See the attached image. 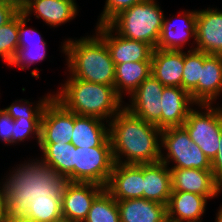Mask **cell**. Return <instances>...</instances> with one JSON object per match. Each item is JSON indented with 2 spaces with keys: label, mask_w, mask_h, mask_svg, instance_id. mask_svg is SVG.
Listing matches in <instances>:
<instances>
[{
  "label": "cell",
  "mask_w": 222,
  "mask_h": 222,
  "mask_svg": "<svg viewBox=\"0 0 222 222\" xmlns=\"http://www.w3.org/2000/svg\"><path fill=\"white\" fill-rule=\"evenodd\" d=\"M208 199L196 193L172 191L166 206L167 222L202 221Z\"/></svg>",
  "instance_id": "20"
},
{
  "label": "cell",
  "mask_w": 222,
  "mask_h": 222,
  "mask_svg": "<svg viewBox=\"0 0 222 222\" xmlns=\"http://www.w3.org/2000/svg\"><path fill=\"white\" fill-rule=\"evenodd\" d=\"M221 93L222 55L204 53L200 79L190 96L197 105H212L220 97Z\"/></svg>",
  "instance_id": "16"
},
{
  "label": "cell",
  "mask_w": 222,
  "mask_h": 222,
  "mask_svg": "<svg viewBox=\"0 0 222 222\" xmlns=\"http://www.w3.org/2000/svg\"><path fill=\"white\" fill-rule=\"evenodd\" d=\"M145 0H106L104 9L100 14L98 25L107 24L111 19H113L121 11L130 8L131 6L144 2Z\"/></svg>",
  "instance_id": "34"
},
{
  "label": "cell",
  "mask_w": 222,
  "mask_h": 222,
  "mask_svg": "<svg viewBox=\"0 0 222 222\" xmlns=\"http://www.w3.org/2000/svg\"><path fill=\"white\" fill-rule=\"evenodd\" d=\"M13 119L0 109V140L7 145H12Z\"/></svg>",
  "instance_id": "36"
},
{
  "label": "cell",
  "mask_w": 222,
  "mask_h": 222,
  "mask_svg": "<svg viewBox=\"0 0 222 222\" xmlns=\"http://www.w3.org/2000/svg\"><path fill=\"white\" fill-rule=\"evenodd\" d=\"M61 86L53 97L76 115L95 117L108 123L124 108V101L114 86L77 78H68Z\"/></svg>",
  "instance_id": "4"
},
{
  "label": "cell",
  "mask_w": 222,
  "mask_h": 222,
  "mask_svg": "<svg viewBox=\"0 0 222 222\" xmlns=\"http://www.w3.org/2000/svg\"><path fill=\"white\" fill-rule=\"evenodd\" d=\"M105 190L116 200L143 198V164L114 163Z\"/></svg>",
  "instance_id": "13"
},
{
  "label": "cell",
  "mask_w": 222,
  "mask_h": 222,
  "mask_svg": "<svg viewBox=\"0 0 222 222\" xmlns=\"http://www.w3.org/2000/svg\"><path fill=\"white\" fill-rule=\"evenodd\" d=\"M211 171L213 172L216 180L222 185V131L217 154L211 161Z\"/></svg>",
  "instance_id": "37"
},
{
  "label": "cell",
  "mask_w": 222,
  "mask_h": 222,
  "mask_svg": "<svg viewBox=\"0 0 222 222\" xmlns=\"http://www.w3.org/2000/svg\"><path fill=\"white\" fill-rule=\"evenodd\" d=\"M19 11L14 5L0 1V27L9 22Z\"/></svg>",
  "instance_id": "38"
},
{
  "label": "cell",
  "mask_w": 222,
  "mask_h": 222,
  "mask_svg": "<svg viewBox=\"0 0 222 222\" xmlns=\"http://www.w3.org/2000/svg\"><path fill=\"white\" fill-rule=\"evenodd\" d=\"M27 21H30L21 10L19 11V42L18 46H28V44L43 43L44 40L38 30L26 28Z\"/></svg>",
  "instance_id": "35"
},
{
  "label": "cell",
  "mask_w": 222,
  "mask_h": 222,
  "mask_svg": "<svg viewBox=\"0 0 222 222\" xmlns=\"http://www.w3.org/2000/svg\"><path fill=\"white\" fill-rule=\"evenodd\" d=\"M49 222H71L70 220H68L67 218H65L64 216H61L55 220H51Z\"/></svg>",
  "instance_id": "43"
},
{
  "label": "cell",
  "mask_w": 222,
  "mask_h": 222,
  "mask_svg": "<svg viewBox=\"0 0 222 222\" xmlns=\"http://www.w3.org/2000/svg\"><path fill=\"white\" fill-rule=\"evenodd\" d=\"M171 193L169 167L162 161L143 164V198L167 206Z\"/></svg>",
  "instance_id": "22"
},
{
  "label": "cell",
  "mask_w": 222,
  "mask_h": 222,
  "mask_svg": "<svg viewBox=\"0 0 222 222\" xmlns=\"http://www.w3.org/2000/svg\"><path fill=\"white\" fill-rule=\"evenodd\" d=\"M215 222H222V205L220 206L218 212L216 213Z\"/></svg>",
  "instance_id": "42"
},
{
  "label": "cell",
  "mask_w": 222,
  "mask_h": 222,
  "mask_svg": "<svg viewBox=\"0 0 222 222\" xmlns=\"http://www.w3.org/2000/svg\"><path fill=\"white\" fill-rule=\"evenodd\" d=\"M108 123L115 163L141 165L160 161L162 130L155 124L135 116L125 107Z\"/></svg>",
  "instance_id": "2"
},
{
  "label": "cell",
  "mask_w": 222,
  "mask_h": 222,
  "mask_svg": "<svg viewBox=\"0 0 222 222\" xmlns=\"http://www.w3.org/2000/svg\"><path fill=\"white\" fill-rule=\"evenodd\" d=\"M0 219L4 213V188H3V184H1L0 182Z\"/></svg>",
  "instance_id": "41"
},
{
  "label": "cell",
  "mask_w": 222,
  "mask_h": 222,
  "mask_svg": "<svg viewBox=\"0 0 222 222\" xmlns=\"http://www.w3.org/2000/svg\"><path fill=\"white\" fill-rule=\"evenodd\" d=\"M76 0H26L21 10L27 17L32 12L50 27H57L73 20L78 11Z\"/></svg>",
  "instance_id": "18"
},
{
  "label": "cell",
  "mask_w": 222,
  "mask_h": 222,
  "mask_svg": "<svg viewBox=\"0 0 222 222\" xmlns=\"http://www.w3.org/2000/svg\"><path fill=\"white\" fill-rule=\"evenodd\" d=\"M172 191H183L217 197L222 192V185L216 180L211 170L194 168L170 169Z\"/></svg>",
  "instance_id": "15"
},
{
  "label": "cell",
  "mask_w": 222,
  "mask_h": 222,
  "mask_svg": "<svg viewBox=\"0 0 222 222\" xmlns=\"http://www.w3.org/2000/svg\"><path fill=\"white\" fill-rule=\"evenodd\" d=\"M74 113L52 97L41 119L39 143H71Z\"/></svg>",
  "instance_id": "11"
},
{
  "label": "cell",
  "mask_w": 222,
  "mask_h": 222,
  "mask_svg": "<svg viewBox=\"0 0 222 222\" xmlns=\"http://www.w3.org/2000/svg\"><path fill=\"white\" fill-rule=\"evenodd\" d=\"M193 50L222 55V10L207 8L196 14V46Z\"/></svg>",
  "instance_id": "14"
},
{
  "label": "cell",
  "mask_w": 222,
  "mask_h": 222,
  "mask_svg": "<svg viewBox=\"0 0 222 222\" xmlns=\"http://www.w3.org/2000/svg\"><path fill=\"white\" fill-rule=\"evenodd\" d=\"M0 1L11 4V5H14L19 10H22L25 3H26V0H0Z\"/></svg>",
  "instance_id": "40"
},
{
  "label": "cell",
  "mask_w": 222,
  "mask_h": 222,
  "mask_svg": "<svg viewBox=\"0 0 222 222\" xmlns=\"http://www.w3.org/2000/svg\"><path fill=\"white\" fill-rule=\"evenodd\" d=\"M104 189V186L92 182L68 181L61 198L62 216L71 222H83L94 199Z\"/></svg>",
  "instance_id": "12"
},
{
  "label": "cell",
  "mask_w": 222,
  "mask_h": 222,
  "mask_svg": "<svg viewBox=\"0 0 222 222\" xmlns=\"http://www.w3.org/2000/svg\"><path fill=\"white\" fill-rule=\"evenodd\" d=\"M46 42L28 44V46H18L9 66H18L22 70L30 68L31 64L40 62L46 58Z\"/></svg>",
  "instance_id": "31"
},
{
  "label": "cell",
  "mask_w": 222,
  "mask_h": 222,
  "mask_svg": "<svg viewBox=\"0 0 222 222\" xmlns=\"http://www.w3.org/2000/svg\"><path fill=\"white\" fill-rule=\"evenodd\" d=\"M114 163L111 146H74V182H92L105 187Z\"/></svg>",
  "instance_id": "8"
},
{
  "label": "cell",
  "mask_w": 222,
  "mask_h": 222,
  "mask_svg": "<svg viewBox=\"0 0 222 222\" xmlns=\"http://www.w3.org/2000/svg\"><path fill=\"white\" fill-rule=\"evenodd\" d=\"M204 63V52L191 49L184 52L182 88L189 94L197 87Z\"/></svg>",
  "instance_id": "28"
},
{
  "label": "cell",
  "mask_w": 222,
  "mask_h": 222,
  "mask_svg": "<svg viewBox=\"0 0 222 222\" xmlns=\"http://www.w3.org/2000/svg\"><path fill=\"white\" fill-rule=\"evenodd\" d=\"M192 109L183 127L189 133L192 141L197 144L210 162L214 159L219 148L222 131V107L198 105Z\"/></svg>",
  "instance_id": "7"
},
{
  "label": "cell",
  "mask_w": 222,
  "mask_h": 222,
  "mask_svg": "<svg viewBox=\"0 0 222 222\" xmlns=\"http://www.w3.org/2000/svg\"><path fill=\"white\" fill-rule=\"evenodd\" d=\"M53 97V94L44 96L42 99L32 105L28 100L18 99L15 100L9 107L4 108L3 110L13 119H17L23 116H42L44 112L45 105ZM24 100V103H23ZM21 102V103H20ZM23 103V104H22ZM34 106V107H32Z\"/></svg>",
  "instance_id": "33"
},
{
  "label": "cell",
  "mask_w": 222,
  "mask_h": 222,
  "mask_svg": "<svg viewBox=\"0 0 222 222\" xmlns=\"http://www.w3.org/2000/svg\"><path fill=\"white\" fill-rule=\"evenodd\" d=\"M19 12L0 27V57L6 64L13 57L19 42Z\"/></svg>",
  "instance_id": "30"
},
{
  "label": "cell",
  "mask_w": 222,
  "mask_h": 222,
  "mask_svg": "<svg viewBox=\"0 0 222 222\" xmlns=\"http://www.w3.org/2000/svg\"><path fill=\"white\" fill-rule=\"evenodd\" d=\"M115 68L114 88L122 99L123 94L131 95L151 75V62L123 63L116 65Z\"/></svg>",
  "instance_id": "26"
},
{
  "label": "cell",
  "mask_w": 222,
  "mask_h": 222,
  "mask_svg": "<svg viewBox=\"0 0 222 222\" xmlns=\"http://www.w3.org/2000/svg\"><path fill=\"white\" fill-rule=\"evenodd\" d=\"M164 16L157 1L145 0L121 11L107 24L117 34L156 49Z\"/></svg>",
  "instance_id": "5"
},
{
  "label": "cell",
  "mask_w": 222,
  "mask_h": 222,
  "mask_svg": "<svg viewBox=\"0 0 222 222\" xmlns=\"http://www.w3.org/2000/svg\"><path fill=\"white\" fill-rule=\"evenodd\" d=\"M35 222H49L62 216L61 198L31 200L25 215Z\"/></svg>",
  "instance_id": "29"
},
{
  "label": "cell",
  "mask_w": 222,
  "mask_h": 222,
  "mask_svg": "<svg viewBox=\"0 0 222 222\" xmlns=\"http://www.w3.org/2000/svg\"><path fill=\"white\" fill-rule=\"evenodd\" d=\"M42 116H23L13 120L12 144L34 137L39 145ZM34 135V136H32Z\"/></svg>",
  "instance_id": "32"
},
{
  "label": "cell",
  "mask_w": 222,
  "mask_h": 222,
  "mask_svg": "<svg viewBox=\"0 0 222 222\" xmlns=\"http://www.w3.org/2000/svg\"><path fill=\"white\" fill-rule=\"evenodd\" d=\"M101 119L79 116L74 113L71 143L75 147L111 146L109 123Z\"/></svg>",
  "instance_id": "23"
},
{
  "label": "cell",
  "mask_w": 222,
  "mask_h": 222,
  "mask_svg": "<svg viewBox=\"0 0 222 222\" xmlns=\"http://www.w3.org/2000/svg\"><path fill=\"white\" fill-rule=\"evenodd\" d=\"M96 34V35H95ZM80 39H67L62 52L67 56L69 78L114 86L115 64L104 40L95 33Z\"/></svg>",
  "instance_id": "3"
},
{
  "label": "cell",
  "mask_w": 222,
  "mask_h": 222,
  "mask_svg": "<svg viewBox=\"0 0 222 222\" xmlns=\"http://www.w3.org/2000/svg\"><path fill=\"white\" fill-rule=\"evenodd\" d=\"M194 105L197 106L183 88L165 86L161 98V130L183 126Z\"/></svg>",
  "instance_id": "19"
},
{
  "label": "cell",
  "mask_w": 222,
  "mask_h": 222,
  "mask_svg": "<svg viewBox=\"0 0 222 222\" xmlns=\"http://www.w3.org/2000/svg\"><path fill=\"white\" fill-rule=\"evenodd\" d=\"M0 222H35L31 218L25 215H12L8 212H4Z\"/></svg>",
  "instance_id": "39"
},
{
  "label": "cell",
  "mask_w": 222,
  "mask_h": 222,
  "mask_svg": "<svg viewBox=\"0 0 222 222\" xmlns=\"http://www.w3.org/2000/svg\"><path fill=\"white\" fill-rule=\"evenodd\" d=\"M83 222H121L117 200L104 189L94 199Z\"/></svg>",
  "instance_id": "27"
},
{
  "label": "cell",
  "mask_w": 222,
  "mask_h": 222,
  "mask_svg": "<svg viewBox=\"0 0 222 222\" xmlns=\"http://www.w3.org/2000/svg\"><path fill=\"white\" fill-rule=\"evenodd\" d=\"M183 13V14H182ZM179 12L180 23L182 24L180 28L177 23L171 19L163 17L162 29L160 36L157 42L156 48L161 50H174V51H183L184 44L188 43L190 37L194 38L196 44V14L197 10H187ZM184 25V26H183ZM178 26V27H177Z\"/></svg>",
  "instance_id": "17"
},
{
  "label": "cell",
  "mask_w": 222,
  "mask_h": 222,
  "mask_svg": "<svg viewBox=\"0 0 222 222\" xmlns=\"http://www.w3.org/2000/svg\"><path fill=\"white\" fill-rule=\"evenodd\" d=\"M40 161L67 181L74 182V145L72 143H39Z\"/></svg>",
  "instance_id": "25"
},
{
  "label": "cell",
  "mask_w": 222,
  "mask_h": 222,
  "mask_svg": "<svg viewBox=\"0 0 222 222\" xmlns=\"http://www.w3.org/2000/svg\"><path fill=\"white\" fill-rule=\"evenodd\" d=\"M161 155L160 161L169 169L194 168L200 170H211V162L189 136L187 130L181 127H169L161 131ZM167 153H162L163 149ZM166 154V155H164ZM171 160V161H170Z\"/></svg>",
  "instance_id": "6"
},
{
  "label": "cell",
  "mask_w": 222,
  "mask_h": 222,
  "mask_svg": "<svg viewBox=\"0 0 222 222\" xmlns=\"http://www.w3.org/2000/svg\"><path fill=\"white\" fill-rule=\"evenodd\" d=\"M184 52L154 49L151 58V75L167 87H181Z\"/></svg>",
  "instance_id": "21"
},
{
  "label": "cell",
  "mask_w": 222,
  "mask_h": 222,
  "mask_svg": "<svg viewBox=\"0 0 222 222\" xmlns=\"http://www.w3.org/2000/svg\"><path fill=\"white\" fill-rule=\"evenodd\" d=\"M28 161L16 165L2 182L4 212L26 215L31 200L62 198L67 179L37 158Z\"/></svg>",
  "instance_id": "1"
},
{
  "label": "cell",
  "mask_w": 222,
  "mask_h": 222,
  "mask_svg": "<svg viewBox=\"0 0 222 222\" xmlns=\"http://www.w3.org/2000/svg\"><path fill=\"white\" fill-rule=\"evenodd\" d=\"M121 222H167L166 205L145 198L117 200Z\"/></svg>",
  "instance_id": "24"
},
{
  "label": "cell",
  "mask_w": 222,
  "mask_h": 222,
  "mask_svg": "<svg viewBox=\"0 0 222 222\" xmlns=\"http://www.w3.org/2000/svg\"><path fill=\"white\" fill-rule=\"evenodd\" d=\"M95 33L106 43L115 66L130 62H151L154 50L151 45L125 38L108 24L96 26Z\"/></svg>",
  "instance_id": "9"
},
{
  "label": "cell",
  "mask_w": 222,
  "mask_h": 222,
  "mask_svg": "<svg viewBox=\"0 0 222 222\" xmlns=\"http://www.w3.org/2000/svg\"><path fill=\"white\" fill-rule=\"evenodd\" d=\"M164 87L150 75L129 96L131 104L126 106L124 103V107L135 116L161 129V98Z\"/></svg>",
  "instance_id": "10"
}]
</instances>
